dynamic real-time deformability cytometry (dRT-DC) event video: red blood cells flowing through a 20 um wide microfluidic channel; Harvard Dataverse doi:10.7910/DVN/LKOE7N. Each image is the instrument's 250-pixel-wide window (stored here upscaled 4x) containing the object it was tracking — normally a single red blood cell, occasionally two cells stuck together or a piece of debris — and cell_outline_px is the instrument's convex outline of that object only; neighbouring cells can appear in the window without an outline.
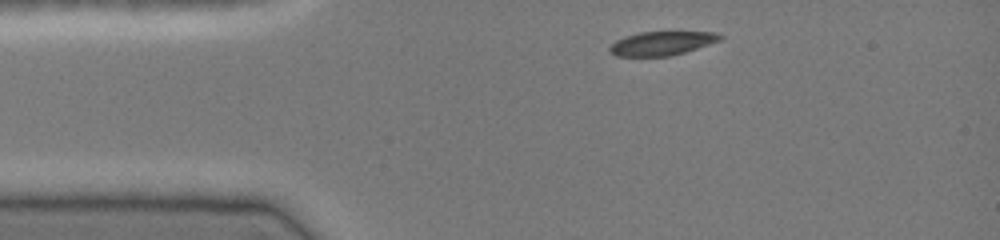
{"species": "common noctule bat (a hibernating species)", "species_latin": "Nyctalus noctula", "temperature_condition": "cold", "stored_images_in_passage": 5, "camera_frame_rate_fps": 3000, "um_per_image_px": 0.085, "animal": {"sex": "female", "body_mass_g": 19.0, "forearm_length_mm": 51.5}, "frame": {"image": 1, "passage_image": 1, "time_ms": 0.0, "image_size_px": [1000, 240], "cell_outline_px": [[724, 36], [720, 40], [684, 52], [668, 56], [616, 56], [608, 52], [608, 48], [616, 40], [624, 36], [640, 32], [716, 32]], "centroid_in_image_um": [56.2, 3.68], "position_along_channel_um": 28.8, "area_um2": 15.26}}
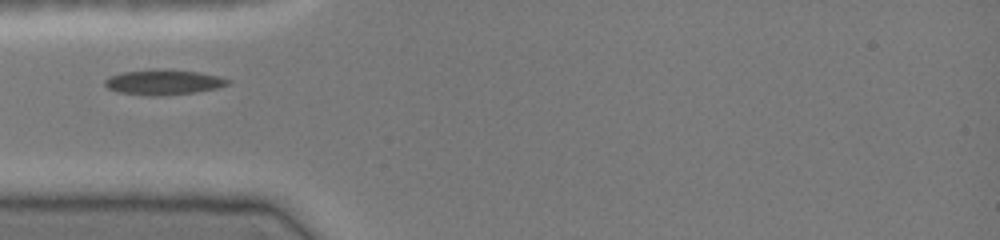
{"frame": {"image": 2, "passage_image": 4, "time_ms": 1.0, "image_size_px": [1000, 240], "cell_outline_px": [[232, 80], [228, 84], [220, 88], [196, 92], [160, 96], [148, 96], [116, 92], [108, 88], [104, 84], [104, 80], [108, 76], [124, 72], [156, 68], [200, 72]], "centroid_in_image_um": [13.88, 6.99], "position_along_channel_um": 71.1, "area_um2": 18.32}}